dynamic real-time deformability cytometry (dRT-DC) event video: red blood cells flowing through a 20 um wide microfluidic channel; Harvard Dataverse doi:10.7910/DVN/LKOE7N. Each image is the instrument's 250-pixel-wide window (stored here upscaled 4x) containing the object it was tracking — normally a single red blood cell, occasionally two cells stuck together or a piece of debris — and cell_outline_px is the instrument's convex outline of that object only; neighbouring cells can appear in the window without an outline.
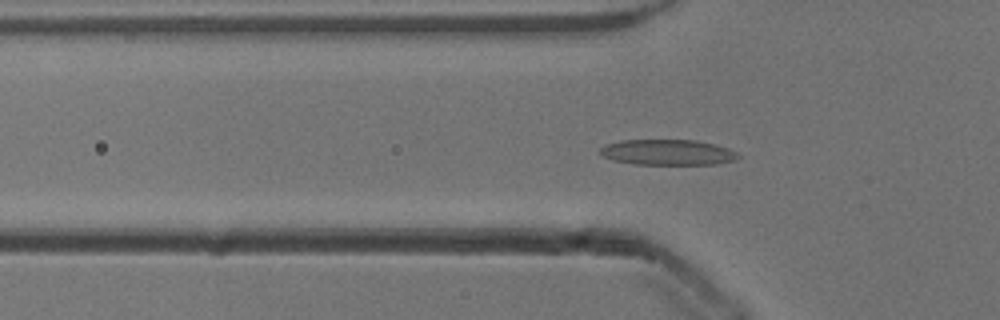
{"species": "common noctule bat (a hibernating species)", "species_latin": "Nyctalus noctula", "temperature_condition": "cold", "stored_images_in_passage": 39, "camera_frame_rate_fps": 3000, "um_per_image_px": 0.085, "animal": {"sex": "male", "body_mass_g": 13.3}, "frame": {"image": 1, "passage_image": 2, "time_ms": 0.333, "image_size_px": [1000, 320], "cell_outline_px": [[740, 156], [736, 160], [716, 164], [636, 164], [612, 160], [600, 156], [600, 148], [604, 144], [620, 140], [696, 140], [716, 144], [728, 148], [736, 152]], "centroid_in_image_um": [56.73, 12.94], "position_along_channel_um": 69.1, "area_um2": 20.75}}
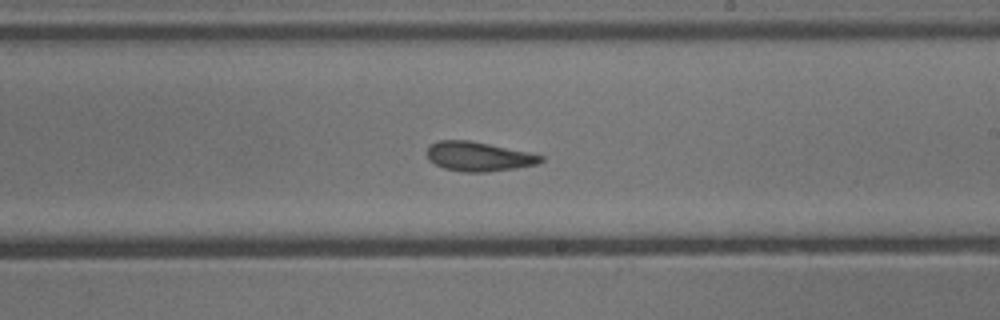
{"frame": {"image": 2, "passage_image": 16, "time_ms": 5.0, "image_size_px": [1000, 320], "cell_outline_px": [[544, 160], [540, 164], [516, 168], [488, 172], [464, 172], [444, 168], [428, 160], [428, 148], [432, 144], [440, 140], [468, 140], [528, 152], [544, 156]], "centroid_in_image_um": [40.72, 13.31], "position_along_channel_um": 248.3, "area_um2": 19.36}}
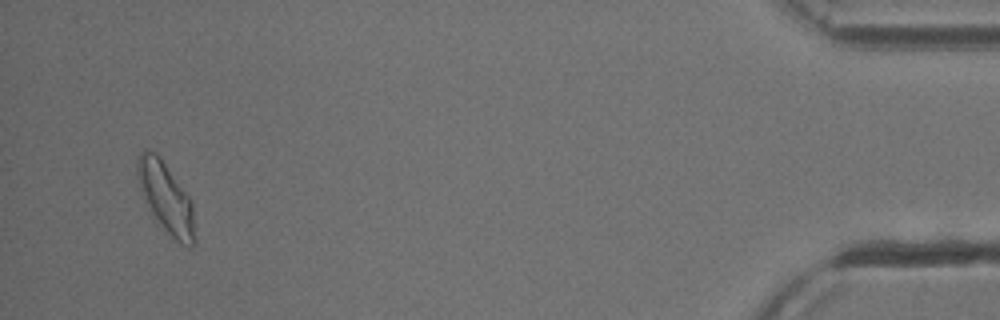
{"frame": {"image": 3, "passage_image": 36, "time_ms": 11.667, "image_size_px": [1000, 320], "cell_outline_px": [[196, 240], [188, 248], [180, 244], [156, 224], [148, 208], [140, 188], [136, 176], [136, 156], [144, 148], [156, 152], [160, 156], [192, 200]], "centroid_in_image_um": [14.09, 16.81], "position_along_channel_um": 421.1, "area_um2": 24.33}}